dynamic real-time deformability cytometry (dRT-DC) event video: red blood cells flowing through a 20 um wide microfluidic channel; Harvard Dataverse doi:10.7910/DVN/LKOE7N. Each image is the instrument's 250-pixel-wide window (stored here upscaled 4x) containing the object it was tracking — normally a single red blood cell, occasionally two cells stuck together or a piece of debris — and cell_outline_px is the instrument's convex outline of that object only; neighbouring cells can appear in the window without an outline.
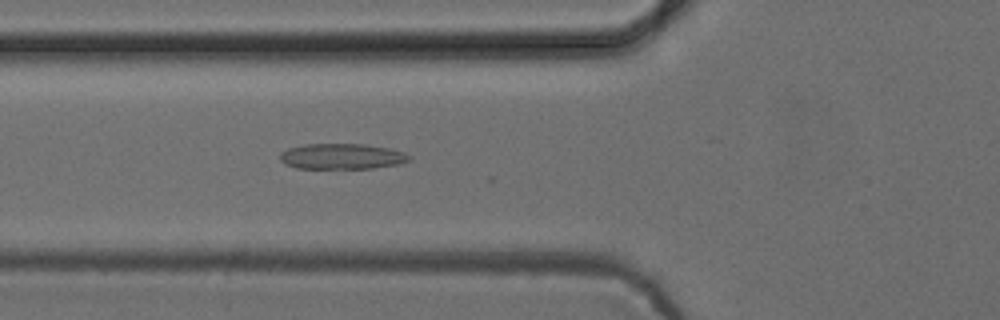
{"species": "common noctule bat (a hibernating species)", "species_latin": "Nyctalus noctula", "temperature_condition": "cold", "stored_images_in_passage": 52, "camera_frame_rate_fps": 3000, "um_per_image_px": 0.085, "animal": {"sex": "female", "body_mass_g": 24.6, "forearm_length_mm": 56.2}, "frame": {"image": 1, "passage_image": 19, "time_ms": 6.0, "image_size_px": [1000, 320], "cell_outline_px": [[412, 160], [400, 164], [372, 168], [296, 168], [280, 160], [280, 152], [288, 148], [304, 144], [364, 144], [388, 148], [404, 152], [412, 156]], "centroid_in_image_um": [29.1, 13.29], "position_along_channel_um": 96.7, "area_um2": 19.31}}
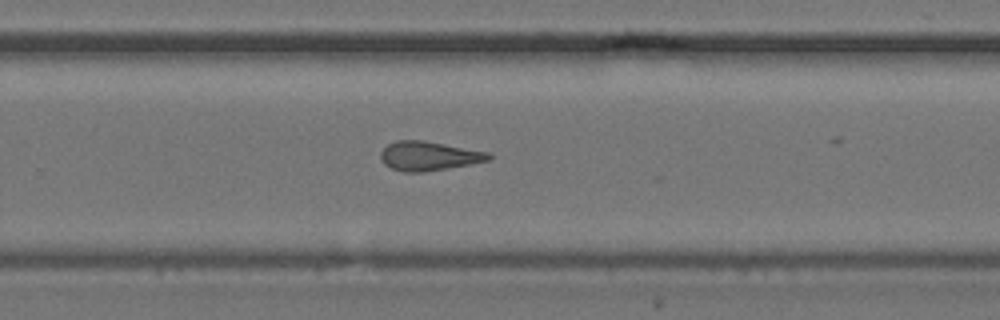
{"frame": {"image": 2, "passage_image": 34, "time_ms": 11.0, "image_size_px": [1000, 320], "cell_outline_px": [[492, 160], [448, 168], [424, 172], [404, 172], [392, 168], [384, 164], [380, 160], [380, 152], [388, 144], [396, 140], [424, 140], [488, 152], [492, 156]], "centroid_in_image_um": [36.44, 13.26], "position_along_channel_um": 293.4, "area_um2": 18.44}}
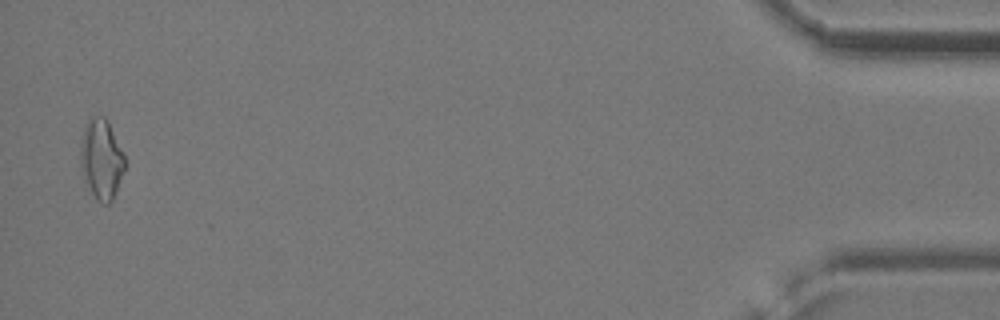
{"frame": {"image": 3, "passage_image": 51, "time_ms": 16.667, "image_size_px": [1000, 320], "cell_outline_px": [[128, 164], [116, 192], [112, 200], [108, 204], [104, 204], [96, 200], [84, 180], [80, 168], [80, 144], [84, 124], [92, 116], [104, 116]], "centroid_in_image_um": [8.6, 13.57], "position_along_channel_um": 426.6, "area_um2": 20.87}, "authors_computed_cell_mechanics": {"area_um2": 18.6694, "velocity_mm_per_s": 3.9303, "shape_relaxation_time_tau1_ms": null, "shape_relaxation_time_tau2_ms": 4.7586, "deformation_change_tau1": null, "deformation_change_tau2": 0.1546}}